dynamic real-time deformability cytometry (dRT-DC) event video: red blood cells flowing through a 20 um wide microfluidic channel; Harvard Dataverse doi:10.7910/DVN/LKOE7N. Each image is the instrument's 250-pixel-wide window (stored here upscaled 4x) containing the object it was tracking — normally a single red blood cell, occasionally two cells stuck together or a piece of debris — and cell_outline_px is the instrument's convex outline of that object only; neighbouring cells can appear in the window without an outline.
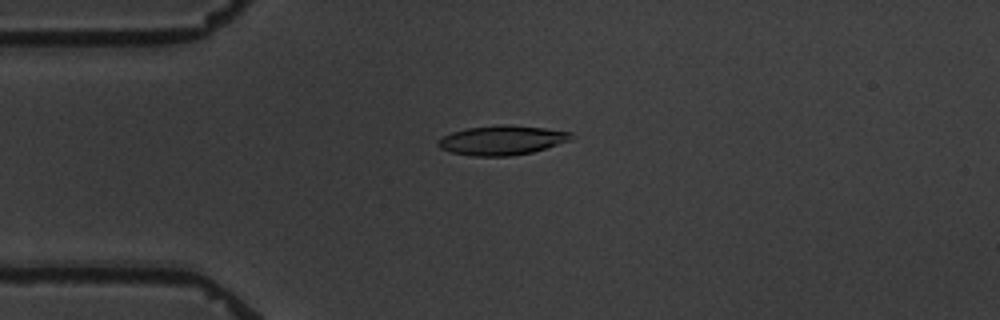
{"species": "common noctule bat (a hibernating species)", "species_latin": "Nyctalus noctula", "temperature_condition": "warm", "stored_images_in_passage": 7, "camera_frame_rate_fps": 3000, "um_per_image_px": 0.085, "animal": {"sex": "male", "body_mass_g": 19.5, "forearm_length_mm": 54.6}, "frame": {"image": 1, "passage_image": 4, "time_ms": 4.333, "image_size_px": [1000, 320], "cell_outline_px": [[572, 140], [532, 152], [512, 156], [472, 156], [452, 152], [440, 148], [436, 144], [436, 140], [452, 132], [464, 128], [496, 124], [508, 124], [544, 128], [572, 132]], "centroid_in_image_um": [42.64, 11.91], "position_along_channel_um": 42.4, "area_um2": 23.06}}
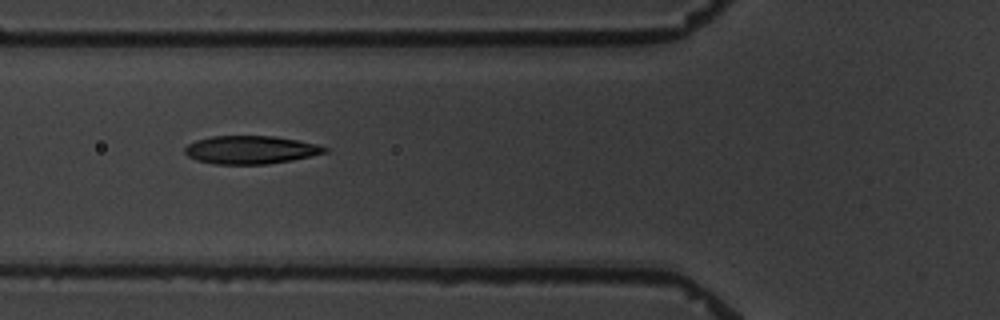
{"frame": {"image": 2, "passage_image": 6, "time_ms": 6.667, "image_size_px": [1000, 320], "cell_outline_px": [[328, 152], [292, 160], [268, 164], [216, 164], [196, 160], [188, 156], [184, 152], [184, 148], [188, 144], [196, 140], [212, 136], [272, 136], [296, 140], [316, 144], [328, 148]], "centroid_in_image_um": [21.28, 12.74], "position_along_channel_um": 104.5, "area_um2": 22.83}}
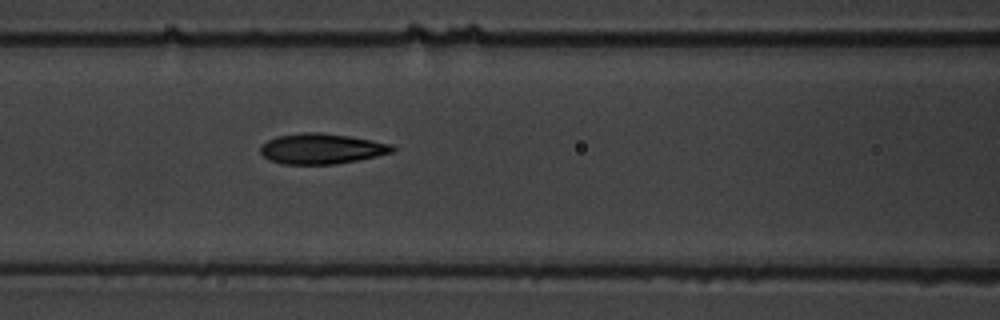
{"frame": {"image": 3, "passage_image": 7, "time_ms": 7.667, "image_size_px": [1000, 320], "cell_outline_px": [[396, 148], [392, 152], [376, 156], [336, 164], [284, 164], [268, 160], [260, 152], [260, 148], [268, 140], [276, 136], [300, 132], [320, 132], [348, 136], [372, 140], [392, 144]], "centroid_in_image_um": [27.32, 12.63], "position_along_channel_um": 139.3, "area_um2": 23.35}}